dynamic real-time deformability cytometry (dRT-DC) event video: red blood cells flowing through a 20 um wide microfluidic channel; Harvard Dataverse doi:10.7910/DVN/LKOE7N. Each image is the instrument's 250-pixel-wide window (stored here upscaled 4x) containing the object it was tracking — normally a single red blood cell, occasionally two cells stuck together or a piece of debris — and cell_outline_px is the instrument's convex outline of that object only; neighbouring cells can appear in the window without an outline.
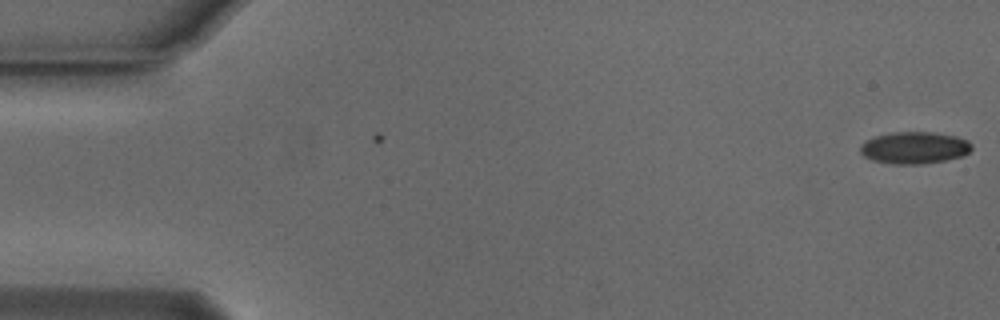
{"species": "Egyptian fruit bat (a non-hibernating species)", "species_latin": "Rousettus aegyptiacus", "temperature_condition": "cold", "stored_images_in_passage": 5, "camera_frame_rate_fps": 3000, "um_per_image_px": 0.085, "animal": {"sex": "male"}, "frame": {"image": 1, "passage_image": 5, "time_ms": 1.333, "image_size_px": [1000, 320], "cell_outline_px": [[972, 148], [964, 156], [944, 160], [920, 164], [892, 164], [872, 160], [864, 156], [860, 152], [860, 144], [864, 140], [876, 136], [892, 132], [932, 132], [956, 136], [968, 140], [972, 144]], "centroid_in_image_um": [77.71, 12.55], "position_along_channel_um": 7.3, "area_um2": 20.87}}